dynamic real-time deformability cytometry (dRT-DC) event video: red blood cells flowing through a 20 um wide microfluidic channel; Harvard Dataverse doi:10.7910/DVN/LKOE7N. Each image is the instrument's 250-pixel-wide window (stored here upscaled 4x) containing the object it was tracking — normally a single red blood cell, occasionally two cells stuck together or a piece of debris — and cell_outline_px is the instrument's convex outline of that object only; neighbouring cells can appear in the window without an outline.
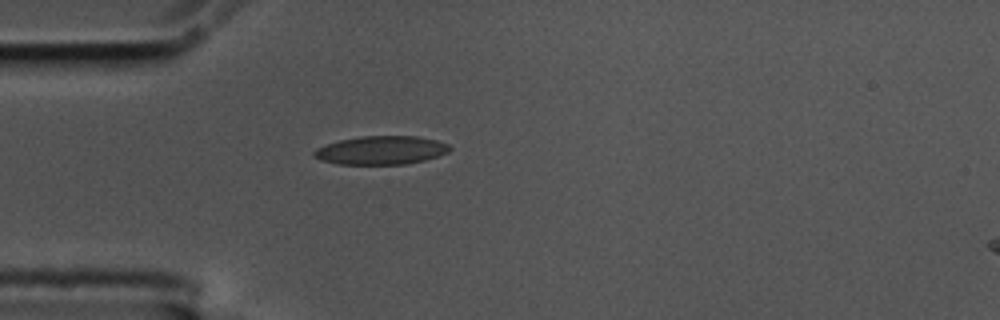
{"species": "common noctule bat (a hibernating species)", "species_latin": "Nyctalus noctula", "temperature_condition": "cold", "stored_images_in_passage": 42, "camera_frame_rate_fps": 3000, "um_per_image_px": 0.085, "animal": {"sex": "male", "body_mass_g": 17.5, "forearm_length_mm": 52.3}, "frame": {"image": 1, "passage_image": 1, "time_ms": 0.0, "image_size_px": [1000, 320], "cell_outline_px": [[448, 148], [444, 152], [436, 156], [420, 160], [400, 164], [344, 164], [324, 160], [316, 156], [316, 152], [320, 148], [328, 144], [344, 140], [368, 136], [412, 136], [432, 140], [444, 144]], "centroid_in_image_um": [32.38, 12.77], "position_along_channel_um": 52.6, "area_um2": 20.98}}
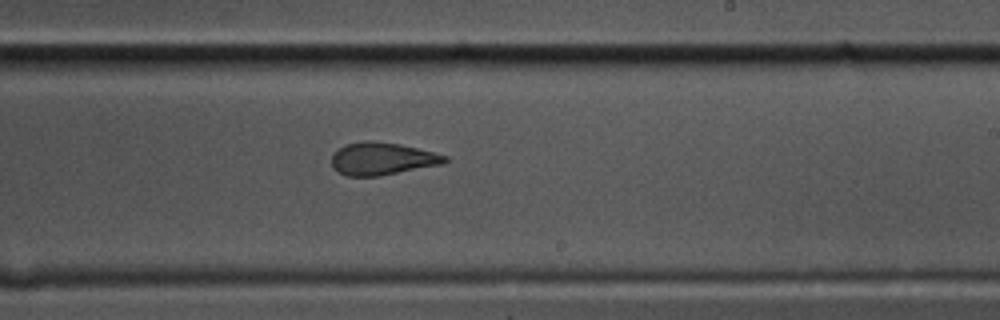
{"frame": {"image": 2, "passage_image": 19, "time_ms": 6.0, "image_size_px": [1000, 320], "cell_outline_px": [[448, 160], [436, 164], [376, 176], [348, 176], [340, 172], [332, 164], [332, 156], [340, 148], [348, 144], [396, 144], [416, 148], [444, 156]], "centroid_in_image_um": [32.43, 13.53], "position_along_channel_um": 256.6, "area_um2": 19.54}}
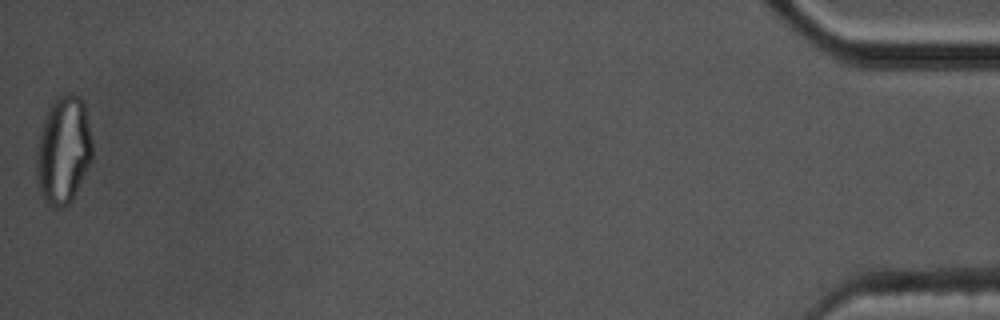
{"frame": {"image": 3, "passage_image": 42, "time_ms": 13.667, "image_size_px": [1000, 320], "cell_outline_px": [[92, 152], [72, 196], [64, 204], [56, 204], [48, 196], [40, 180], [40, 148], [44, 128], [48, 116], [60, 100], [68, 96], [72, 96], [80, 100], [84, 112], [92, 148]], "centroid_in_image_um": [5.47, 12.73], "position_along_channel_um": 429.7, "area_um2": 29.36}, "authors_computed_cell_mechanics": {"area_um2": 20.3456, "velocity_mm_per_s": 3.5219, "shape_relaxation_time_tau1_ms": null, "shape_relaxation_time_tau2_ms": 1.8537, "deformation_change_tau1": null, "deformation_change_tau2": 0.0893}}